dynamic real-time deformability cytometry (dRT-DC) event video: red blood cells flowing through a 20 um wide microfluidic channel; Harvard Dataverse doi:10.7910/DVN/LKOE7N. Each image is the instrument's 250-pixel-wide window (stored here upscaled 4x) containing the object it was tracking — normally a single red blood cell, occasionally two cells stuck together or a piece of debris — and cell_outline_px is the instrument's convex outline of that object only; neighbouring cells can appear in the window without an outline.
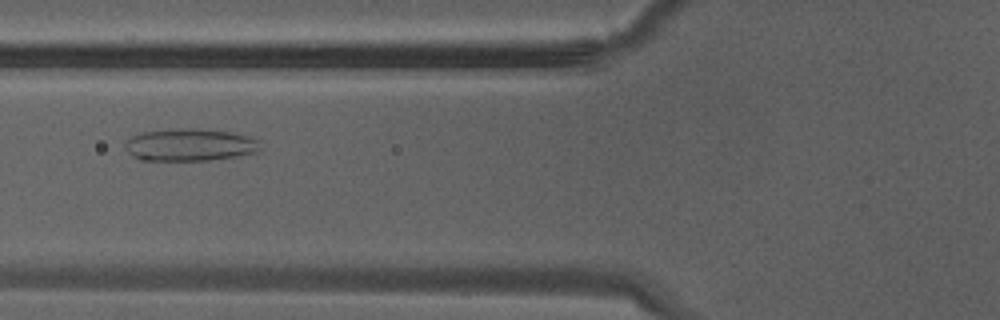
{"species": "Egyptian fruit bat (a non-hibernating species)", "species_latin": "Rousettus aegyptiacus", "temperature_condition": "warm", "stored_images_in_passage": 27, "camera_frame_rate_fps": 3000, "um_per_image_px": 0.085, "animal": {"sex": "male"}, "frame": {"image": 1, "passage_image": 5, "time_ms": 1.333, "image_size_px": [1000, 320], "cell_outline_px": [[260, 152], [236, 156], [208, 160], [140, 160], [132, 156], [124, 148], [124, 140], [132, 136], [144, 132], [180, 128], [196, 128], [232, 132], [248, 136], [260, 140]], "centroid_in_image_um": [16.14, 12.31], "position_along_channel_um": 109.7, "area_um2": 25.72}}
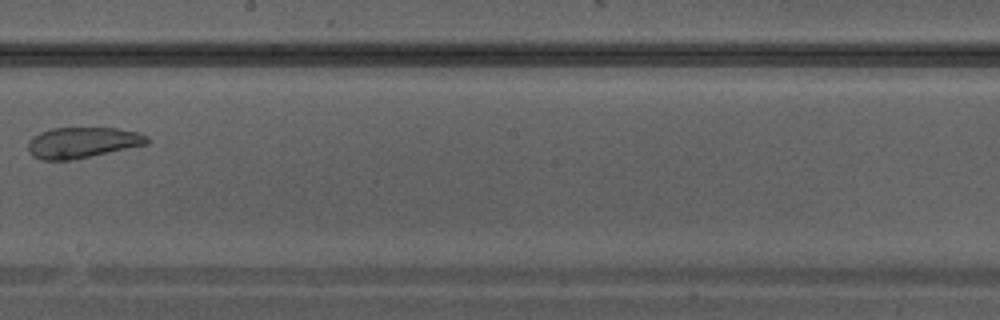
{"frame": {"image": 2, "passage_image": 12, "time_ms": 3.667, "image_size_px": [1000, 320], "cell_outline_px": [[148, 144], [68, 160], [40, 160], [32, 156], [28, 152], [28, 140], [32, 136], [40, 132], [52, 128], [116, 128], [136, 132], [148, 136]], "centroid_in_image_um": [6.94, 12.11], "position_along_channel_um": 241.3, "area_um2": 21.21}}